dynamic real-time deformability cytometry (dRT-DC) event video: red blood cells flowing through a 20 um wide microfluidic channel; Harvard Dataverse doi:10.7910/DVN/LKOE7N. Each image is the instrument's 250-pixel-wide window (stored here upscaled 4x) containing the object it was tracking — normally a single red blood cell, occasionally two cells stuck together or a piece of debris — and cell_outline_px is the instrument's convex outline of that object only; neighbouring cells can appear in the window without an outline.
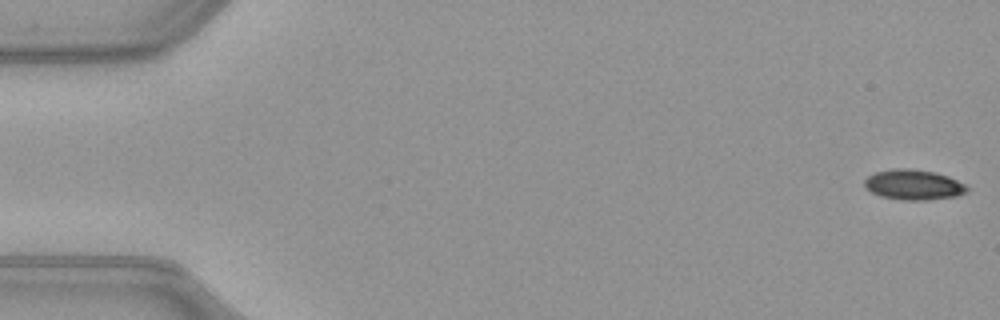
{"species": "common noctule bat (a hibernating species)", "species_latin": "Nyctalus noctula", "temperature_condition": "warm", "stored_images_in_passage": 51, "camera_frame_rate_fps": 3000, "um_per_image_px": 0.085, "animal": {"sex": "female", "body_mass_g": 21.9}, "frame": {"image": 1, "passage_image": 1, "time_ms": 0.0, "image_size_px": [1000, 320], "cell_outline_px": [[968, 192], [956, 196], [928, 200], [900, 200], [880, 196], [864, 188], [864, 180], [868, 176], [876, 172], [892, 168], [912, 168], [936, 172], [948, 176], [964, 184], [968, 188]], "centroid_in_image_um": [77.63, 15.7], "position_along_channel_um": 7.4, "area_um2": 18.26}}
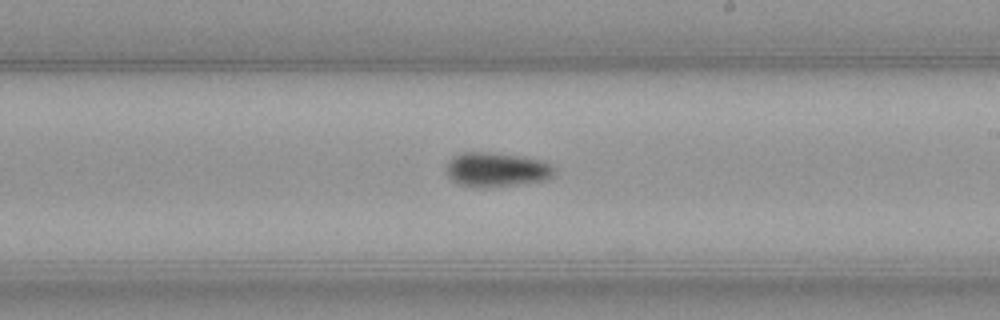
{"frame": {"image": 2, "passage_image": 30, "time_ms": 9.667, "image_size_px": [1000, 320], "cell_outline_px": [[556, 172], [548, 180], [520, 184], [484, 188], [472, 188], [460, 184], [452, 180], [448, 176], [444, 168], [448, 160], [452, 156], [464, 152], [492, 152], [524, 156], [544, 160], [552, 164], [556, 168]], "centroid_in_image_um": [42.22, 14.42], "position_along_channel_um": 246.8, "area_um2": 22.43}}
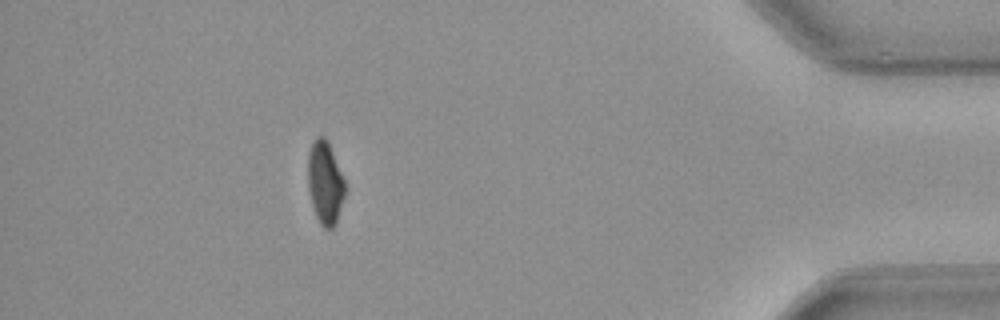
{"frame": {"image": 3, "passage_image": 46, "time_ms": 15.0, "image_size_px": [1000, 320], "cell_outline_px": [[344, 196], [336, 224], [332, 228], [324, 228], [320, 224], [316, 216], [312, 204], [308, 188], [308, 152], [312, 140], [316, 136], [324, 136], [332, 152], [344, 180]], "centroid_in_image_um": [27.6, 15.53], "position_along_channel_um": 407.6, "area_um2": 17.69}, "authors_computed_cell_mechanics": {"area_um2": 19.4786, "velocity_mm_per_s": 4.0397, "shape_relaxation_time_tau1_ms": 7.7039, "shape_relaxation_time_tau2_ms": null, "deformation_change_tau1": 0.1608, "deformation_change_tau2": null}}